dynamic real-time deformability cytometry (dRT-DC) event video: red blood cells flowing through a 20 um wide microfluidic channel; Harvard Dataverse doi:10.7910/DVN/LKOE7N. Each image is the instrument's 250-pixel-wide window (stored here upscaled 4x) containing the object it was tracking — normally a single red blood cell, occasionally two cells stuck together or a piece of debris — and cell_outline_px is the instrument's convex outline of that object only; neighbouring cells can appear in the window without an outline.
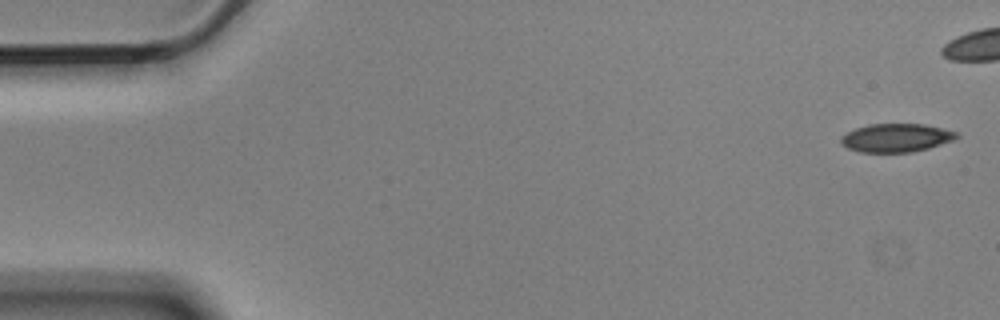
{"species": "Egyptian fruit bat (a non-hibernating species)", "species_latin": "Rousettus aegyptiacus", "temperature_condition": "cold", "stored_images_in_passage": 10, "camera_frame_rate_fps": 3000, "um_per_image_px": 0.085, "animal": {"sex": "male"}, "frame": {"image": 1, "passage_image": 1, "time_ms": 0.0, "image_size_px": [1000, 320], "cell_outline_px": [[960, 136], [952, 140], [928, 148], [912, 152], [860, 152], [848, 148], [840, 144], [840, 136], [856, 128], [868, 124], [924, 124], [956, 132]], "centroid_in_image_um": [76.13, 11.71], "position_along_channel_um": 8.9, "area_um2": 19.02}}
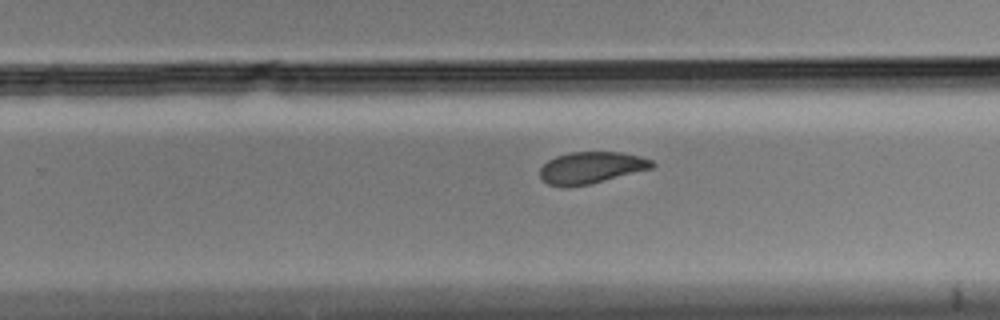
{"frame": {"image": 2, "passage_image": 10, "time_ms": 3.0, "image_size_px": [1000, 320], "cell_outline_px": [[656, 164], [652, 168], [588, 184], [568, 188], [560, 188], [548, 184], [540, 176], [540, 168], [548, 160], [556, 156], [572, 152], [620, 152], [640, 156], [652, 160]], "centroid_in_image_um": [50.22, 14.26], "position_along_channel_um": 279.6, "area_um2": 20.69}}